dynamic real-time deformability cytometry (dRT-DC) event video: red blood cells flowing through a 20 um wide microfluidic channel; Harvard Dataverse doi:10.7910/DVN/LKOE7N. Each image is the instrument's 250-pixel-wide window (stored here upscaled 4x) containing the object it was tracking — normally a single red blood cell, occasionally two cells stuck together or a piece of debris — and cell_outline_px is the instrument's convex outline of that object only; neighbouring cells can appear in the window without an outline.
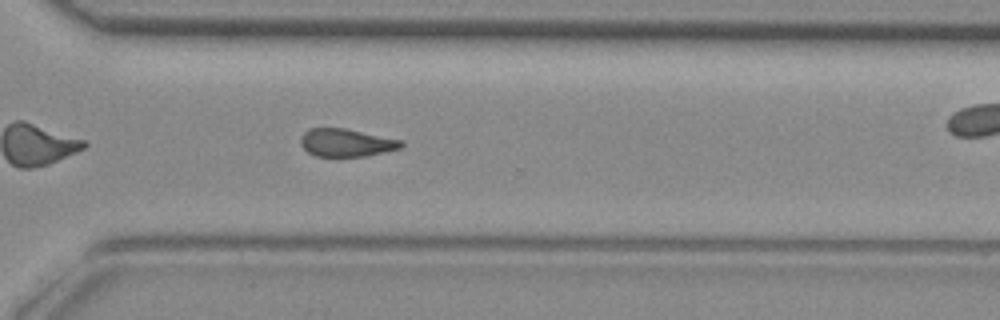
{"species": "common noctule bat (a hibernating species)", "species_latin": "Nyctalus noctula", "temperature_condition": "room temperature", "stored_images_in_passage": 37, "camera_frame_rate_fps": 3000, "um_per_image_px": 0.085, "animal": {"sex": "female", "body_mass_g": 29.2, "forearm_length_mm": 56.3}, "frame": {"image": 1, "passage_image": 22, "time_ms": 7.0, "image_size_px": [1000, 320], "cell_outline_px": [[404, 144], [400, 148], [368, 156], [316, 156], [308, 152], [300, 144], [300, 136], [308, 128], [344, 128], [404, 140]], "centroid_in_image_um": [29.44, 12.12], "position_along_channel_um": 341.2, "area_um2": 16.42}}
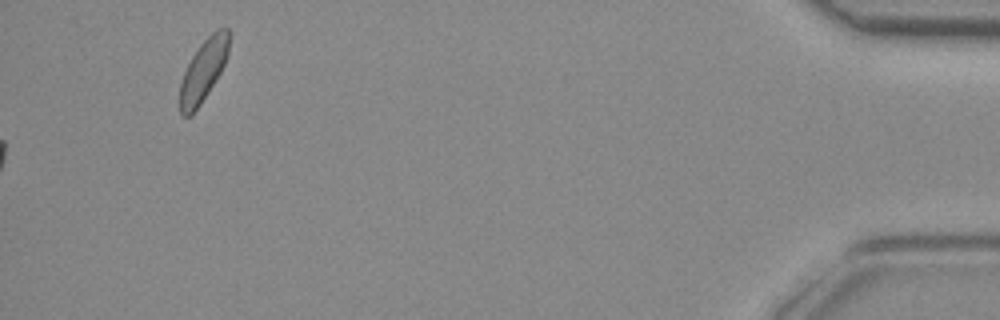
{"frame": {"image": 2, "passage_image": 37, "time_ms": 12.0, "image_size_px": [1000, 320], "cell_outline_px": [[228, 52], [224, 64], [220, 72], [208, 92], [200, 104], [188, 116], [184, 116], [180, 112], [180, 84], [184, 72], [192, 56], [200, 44], [216, 28], [228, 28]], "centroid_in_image_um": [17.28, 5.96], "position_along_channel_um": 417.9, "area_um2": 17.17}}